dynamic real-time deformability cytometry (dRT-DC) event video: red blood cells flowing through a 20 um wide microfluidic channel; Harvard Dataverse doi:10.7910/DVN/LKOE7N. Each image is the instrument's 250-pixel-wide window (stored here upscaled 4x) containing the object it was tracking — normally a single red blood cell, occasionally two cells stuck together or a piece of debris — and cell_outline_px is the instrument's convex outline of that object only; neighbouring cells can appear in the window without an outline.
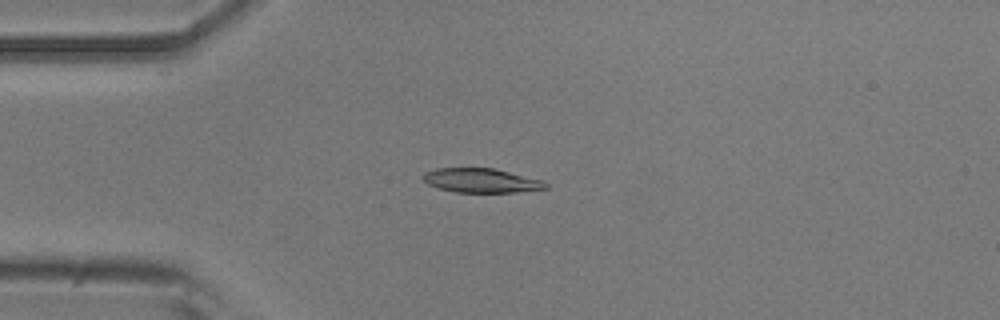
{"species": "common noctule bat (a hibernating species)", "species_latin": "Nyctalus noctula", "temperature_condition": "room temperature", "stored_images_in_passage": 50, "camera_frame_rate_fps": 3000, "um_per_image_px": 0.085, "animal": {"sex": "male", "body_mass_g": 20.5, "forearm_length_mm": 52.5}, "frame": {"image": 1, "passage_image": 12, "time_ms": 3.667, "image_size_px": [1000, 320], "cell_outline_px": [[548, 188], [516, 192], [456, 192], [440, 188], [428, 184], [420, 176], [424, 172], [436, 168], [492, 168], [544, 180], [548, 184]], "centroid_in_image_um": [40.9, 15.34], "position_along_channel_um": 44.1, "area_um2": 17.28}}
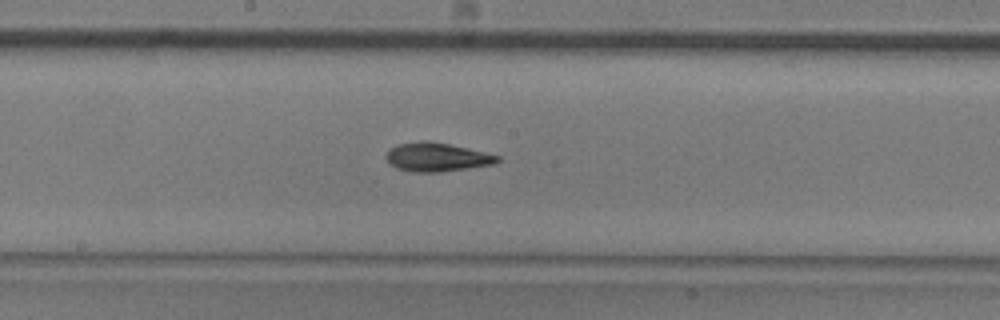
{"frame": {"image": 2, "passage_image": 26, "time_ms": 8.333, "image_size_px": [1000, 320], "cell_outline_px": [[500, 160], [496, 164], [440, 172], [412, 172], [396, 168], [384, 156], [396, 144], [420, 140], [424, 140], [448, 144], [468, 148], [500, 156]], "centroid_in_image_um": [37.14, 13.35], "position_along_channel_um": 211.1, "area_um2": 18.61}}
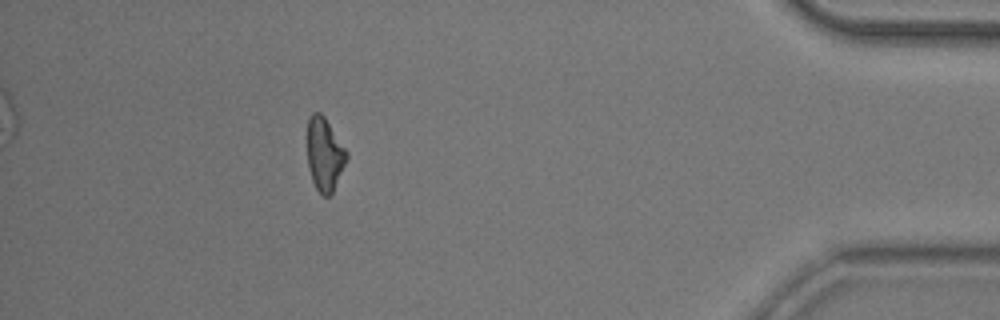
{"frame": {"image": 3, "passage_image": 45, "time_ms": 14.667, "image_size_px": [1000, 320], "cell_outline_px": [[348, 156], [332, 192], [328, 196], [324, 196], [316, 188], [312, 180], [308, 168], [304, 136], [308, 120], [312, 112], [320, 112], [324, 116], [348, 152]], "centroid_in_image_um": [27.52, 13.05], "position_along_channel_um": 407.7, "area_um2": 17.17}, "authors_computed_cell_mechanics": {"area_um2": 17.918, "velocity_mm_per_s": 3.9439, "shape_relaxation_time_tau1_ms": 2.8172, "shape_relaxation_time_tau2_ms": 9.613, "deformation_change_tau1": 0.1295, "deformation_change_tau2": 0.1288}}